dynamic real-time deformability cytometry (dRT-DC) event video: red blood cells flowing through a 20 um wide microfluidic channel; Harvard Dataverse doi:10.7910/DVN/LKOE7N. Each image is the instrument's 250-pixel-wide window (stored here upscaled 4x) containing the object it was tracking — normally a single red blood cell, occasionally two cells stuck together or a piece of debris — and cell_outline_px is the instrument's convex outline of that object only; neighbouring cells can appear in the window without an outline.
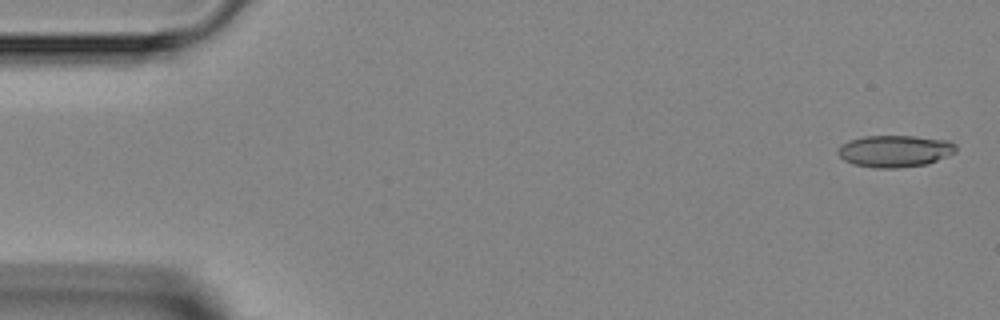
{"species": "Egyptian fruit bat (a non-hibernating species)", "species_latin": "Rousettus aegyptiacus", "temperature_condition": "room temperature", "stored_images_in_passage": 47, "camera_frame_rate_fps": 3000, "um_per_image_px": 0.085, "animal": {"sex": "female"}, "frame": {"image": 1, "passage_image": 2, "time_ms": 0.333, "image_size_px": [1000, 320], "cell_outline_px": [[956, 152], [928, 164], [900, 168], [876, 168], [852, 164], [844, 160], [836, 152], [840, 144], [848, 140], [864, 136], [916, 136], [948, 140], [956, 144]], "centroid_in_image_um": [76.05, 12.84], "position_along_channel_um": 9.0, "area_um2": 22.2}}
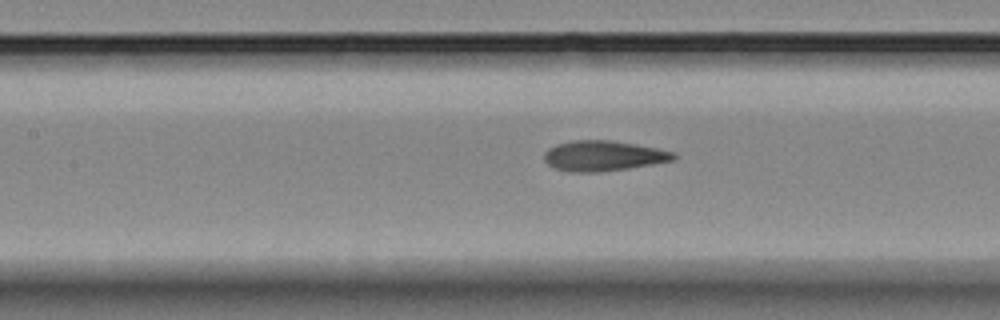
{"frame": {"image": 2, "passage_image": 21, "time_ms": 6.667, "image_size_px": [1000, 320], "cell_outline_px": [[676, 160], [628, 168], [600, 172], [568, 172], [556, 168], [548, 164], [544, 160], [544, 152], [548, 148], [556, 144], [576, 140], [612, 140], [636, 144], [676, 152]], "centroid_in_image_um": [51.29, 13.24], "position_along_channel_um": 156.1, "area_um2": 22.95}}
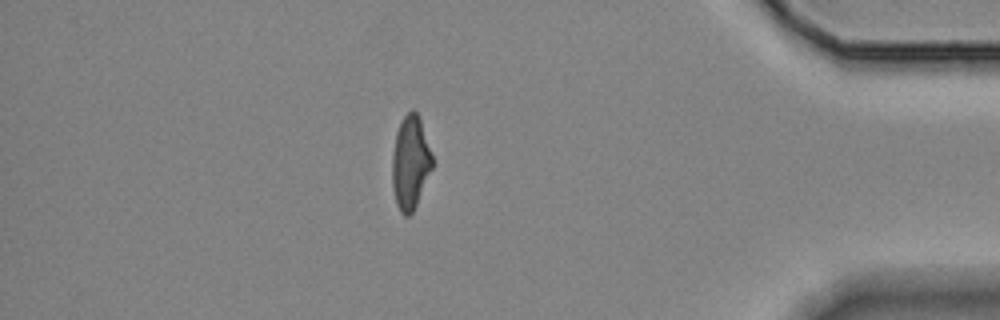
{"frame": {"image": 3, "passage_image": 41, "time_ms": 13.333, "image_size_px": [1000, 320], "cell_outline_px": [[432, 168], [416, 204], [412, 212], [408, 216], [404, 216], [400, 212], [396, 204], [392, 188], [392, 156], [396, 132], [404, 116], [412, 108], [416, 112], [420, 120], [432, 156]], "centroid_in_image_um": [34.85, 13.84], "position_along_channel_um": 400.3, "area_um2": 21.5}}